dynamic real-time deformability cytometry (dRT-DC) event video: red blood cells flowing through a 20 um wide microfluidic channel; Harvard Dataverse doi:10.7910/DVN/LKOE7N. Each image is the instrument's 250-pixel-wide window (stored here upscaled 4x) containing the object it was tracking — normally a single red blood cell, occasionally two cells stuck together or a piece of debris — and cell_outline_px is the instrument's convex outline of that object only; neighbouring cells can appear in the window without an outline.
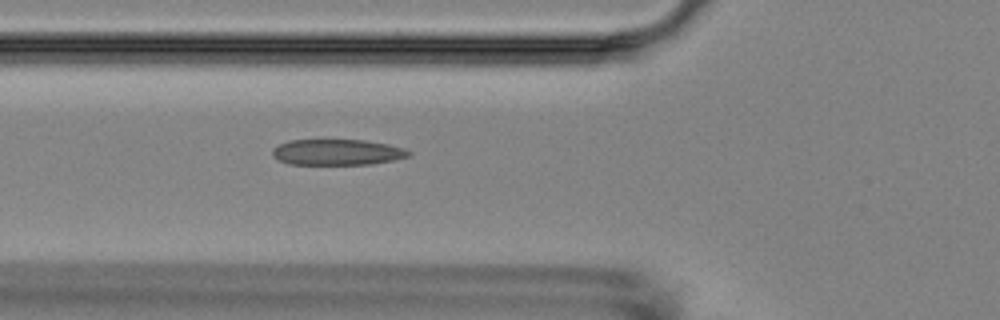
{"species": "Egyptian fruit bat (a non-hibernating species)", "species_latin": "Rousettus aegyptiacus", "temperature_condition": "room temperature", "stored_images_in_passage": 6, "camera_frame_rate_fps": 3000, "um_per_image_px": 0.085, "animal": {"sex": "female"}, "frame": {"image": 1, "passage_image": 6, "time_ms": 5.333, "image_size_px": [1000, 320], "cell_outline_px": [[412, 152], [408, 156], [392, 160], [368, 164], [288, 164], [272, 156], [272, 148], [288, 140], [364, 140], [388, 144], [404, 148]], "centroid_in_image_um": [28.63, 12.93], "position_along_channel_um": 97.2, "area_um2": 20.4}}